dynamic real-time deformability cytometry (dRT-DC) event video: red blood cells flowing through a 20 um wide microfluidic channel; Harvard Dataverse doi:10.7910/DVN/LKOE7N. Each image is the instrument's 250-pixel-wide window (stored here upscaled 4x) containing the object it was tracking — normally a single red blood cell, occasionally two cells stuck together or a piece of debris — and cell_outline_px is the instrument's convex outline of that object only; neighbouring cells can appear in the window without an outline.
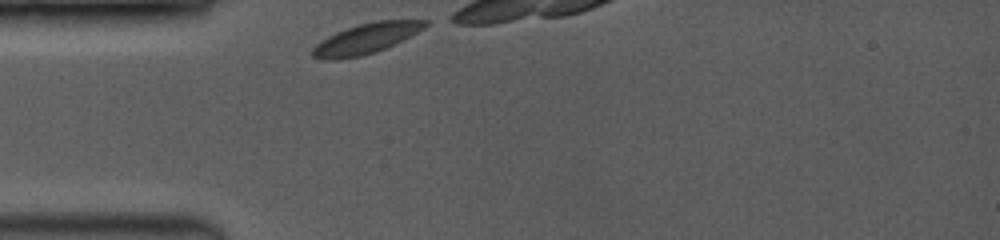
{"species": "common noctule bat (a hibernating species)", "species_latin": "Nyctalus noctula", "temperature_condition": "room temperature", "stored_images_in_passage": 8, "camera_frame_rate_fps": 3500, "um_per_image_px": 0.085, "animal": {"sex": "female", "body_mass_g": 19.0, "forearm_length_mm": 53.3}, "frame": {"image": 1, "passage_image": 1, "time_ms": 0.0, "image_size_px": [1000, 240], "cell_outline_px": [[428, 24], [424, 28], [376, 52], [360, 56], [336, 60], [324, 60], [312, 56], [312, 48], [320, 40], [336, 32], [360, 24], [376, 20], [428, 20]], "centroid_in_image_um": [31.05, 3.28], "position_along_channel_um": 53.9, "area_um2": 19.54}}